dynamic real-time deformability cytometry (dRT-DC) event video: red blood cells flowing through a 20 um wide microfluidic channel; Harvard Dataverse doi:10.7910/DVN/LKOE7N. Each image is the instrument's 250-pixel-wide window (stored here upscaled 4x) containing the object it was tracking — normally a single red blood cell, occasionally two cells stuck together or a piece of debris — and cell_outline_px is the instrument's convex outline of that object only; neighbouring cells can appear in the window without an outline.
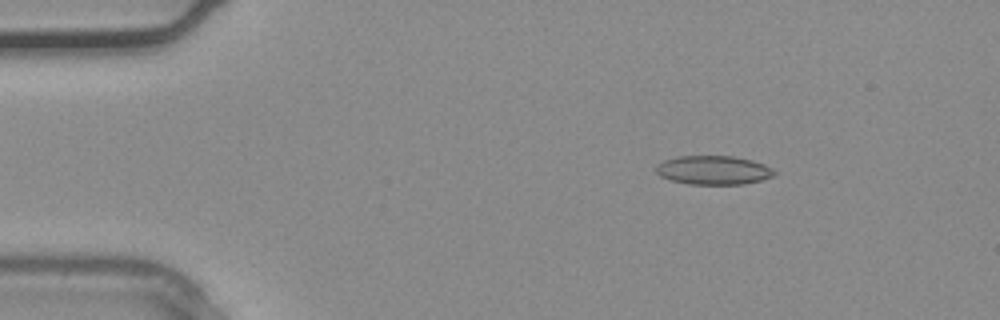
{"species": "common noctule bat (a hibernating species)", "species_latin": "Nyctalus noctula", "temperature_condition": "warm", "stored_images_in_passage": 4, "segment_of_instrument_passage": [1, 2], "camera_frame_rate_fps": 3000, "um_per_image_px": 0.085, "animal": {"sex": "male", "body_mass_g": 20.4}, "frame": {"image": 1, "passage_image": 2, "time_ms": 0.333, "image_size_px": [1000, 320], "cell_outline_px": [[776, 172], [772, 176], [760, 180], [744, 184], [688, 184], [668, 180], [660, 176], [656, 172], [656, 164], [664, 160], [676, 156], [732, 156], [752, 160], [764, 164], [772, 168]], "centroid_in_image_um": [60.6, 14.46], "position_along_channel_um": 24.4, "area_um2": 20.0}}